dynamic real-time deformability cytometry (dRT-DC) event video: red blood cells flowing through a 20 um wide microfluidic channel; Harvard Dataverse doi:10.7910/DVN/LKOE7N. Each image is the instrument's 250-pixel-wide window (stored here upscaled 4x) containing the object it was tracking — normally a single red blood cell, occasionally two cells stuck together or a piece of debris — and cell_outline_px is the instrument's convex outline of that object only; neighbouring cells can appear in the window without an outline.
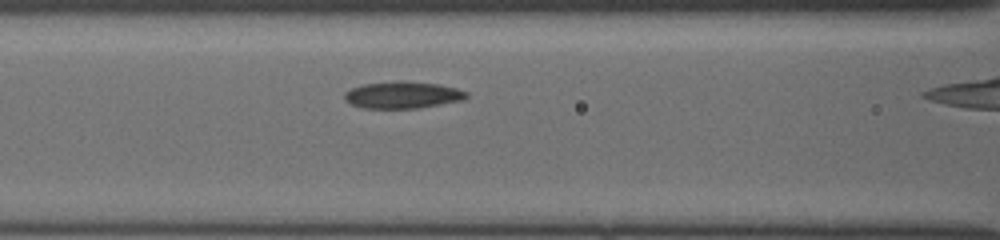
{"species": "common noctule bat (a hibernating species)", "species_latin": "Nyctalus noctula", "temperature_condition": "cold", "stored_images_in_passage": 19, "camera_frame_rate_fps": 3000, "um_per_image_px": 0.085, "animal": {"sex": "female", "body_mass_g": 19.5, "forearm_length_mm": 54.1}, "frame": {"image": 1, "passage_image": 3, "time_ms": 0.667, "image_size_px": [1000, 240], "cell_outline_px": [[468, 96], [464, 100], [420, 108], [364, 108], [352, 104], [344, 100], [344, 92], [360, 84], [396, 80], [400, 80], [440, 84], [456, 88], [468, 92]], "centroid_in_image_um": [34.22, 8.06], "position_along_channel_um": 132.4, "area_um2": 19.42}}
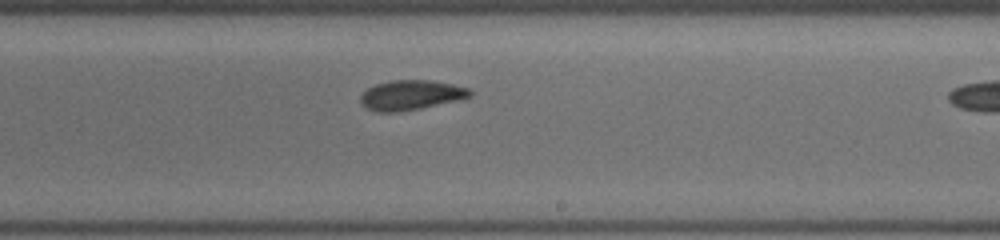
{"frame": {"image": 2, "passage_image": 10, "time_ms": 3.667, "image_size_px": [1000, 240], "cell_outline_px": [[476, 92], [472, 96], [460, 100], [420, 108], [396, 112], [376, 112], [368, 108], [360, 100], [360, 96], [368, 88], [376, 84], [388, 80], [432, 80], [452, 84], [468, 88]], "centroid_in_image_um": [34.99, 8.07], "position_along_channel_um": 254.0, "area_um2": 19.07}}
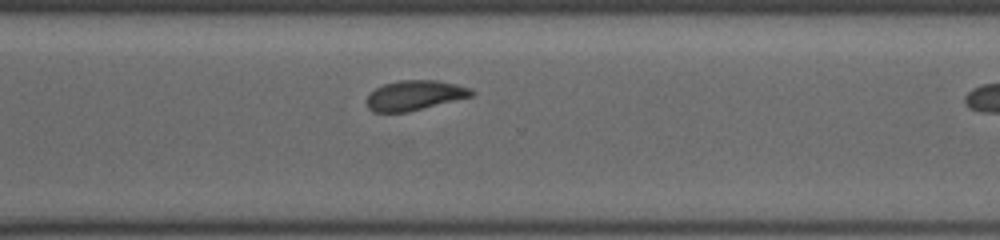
{"frame": {"image": 3, "passage_image": 15, "time_ms": 5.667, "image_size_px": [1000, 240], "cell_outline_px": [[476, 92], [472, 96], [408, 112], [372, 112], [368, 108], [364, 100], [376, 88], [384, 84], [400, 80], [436, 80], [456, 84], [472, 88]], "centroid_in_image_um": [35.24, 8.1], "position_along_channel_um": 335.4, "area_um2": 18.32}}